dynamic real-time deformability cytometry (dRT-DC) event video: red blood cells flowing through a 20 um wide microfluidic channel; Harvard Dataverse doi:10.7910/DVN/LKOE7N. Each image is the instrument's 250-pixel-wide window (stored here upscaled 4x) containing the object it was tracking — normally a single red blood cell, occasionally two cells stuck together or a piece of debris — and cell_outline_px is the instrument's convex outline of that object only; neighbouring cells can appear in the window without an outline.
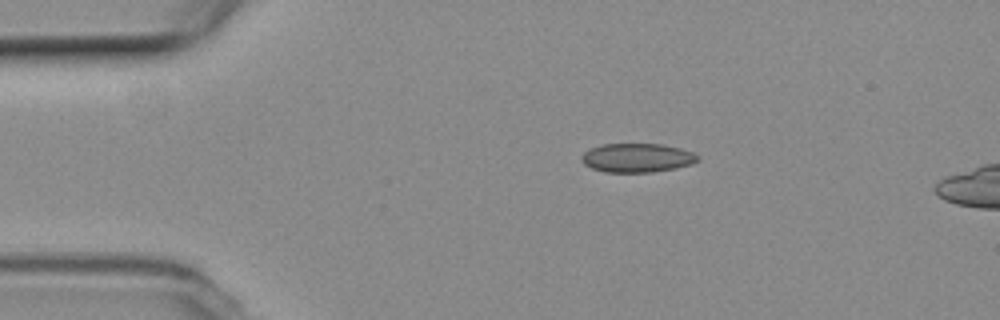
{"species": "common noctule bat (a hibernating species)", "species_latin": "Nyctalus noctula", "temperature_condition": "room temperature", "stored_images_in_passage": 6, "camera_frame_rate_fps": 3000, "um_per_image_px": 0.085, "animal": {"sex": "female", "body_mass_g": 19.3, "forearm_length_mm": 54.1}, "frame": {"image": 1, "passage_image": 1, "time_ms": 0.0, "image_size_px": [1000, 320], "cell_outline_px": [[700, 160], [692, 164], [676, 168], [652, 172], [604, 172], [592, 168], [584, 164], [580, 160], [580, 156], [584, 152], [600, 144], [664, 144], [680, 148], [692, 152], [700, 156]], "centroid_in_image_um": [54.16, 13.41], "position_along_channel_um": 30.8, "area_um2": 19.77}}